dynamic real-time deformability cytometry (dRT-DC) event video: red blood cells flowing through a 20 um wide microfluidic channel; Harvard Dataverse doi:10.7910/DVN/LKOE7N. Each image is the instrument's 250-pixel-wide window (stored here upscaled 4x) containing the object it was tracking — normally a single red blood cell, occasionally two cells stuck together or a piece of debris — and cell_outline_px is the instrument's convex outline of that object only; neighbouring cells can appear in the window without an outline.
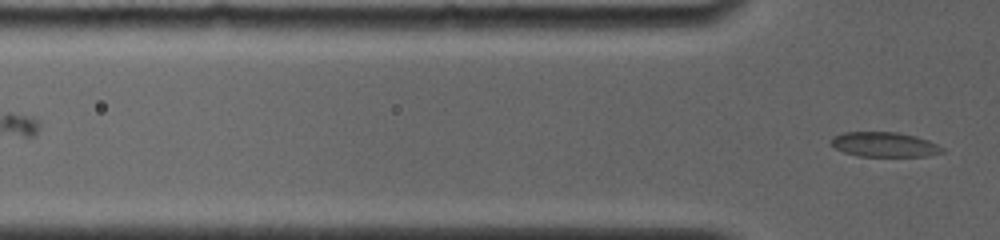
{"species": "common noctule bat (a hibernating species)", "species_latin": "Nyctalus noctula", "temperature_condition": "room temperature", "stored_images_in_passage": 5, "camera_frame_rate_fps": 4000, "um_per_image_px": 0.085, "animal": {"sex": "female", "body_mass_g": 19.0, "forearm_length_mm": 56.7}, "frame": {"image": 1, "passage_image": 5, "time_ms": 3.25, "image_size_px": [1000, 240], "cell_outline_px": [[944, 152], [928, 156], [856, 156], [844, 152], [836, 148], [832, 144], [832, 136], [844, 132], [896, 132], [916, 136], [928, 140], [944, 148]], "centroid_in_image_um": [75.19, 12.28], "position_along_channel_um": 50.6, "area_um2": 16.01}}